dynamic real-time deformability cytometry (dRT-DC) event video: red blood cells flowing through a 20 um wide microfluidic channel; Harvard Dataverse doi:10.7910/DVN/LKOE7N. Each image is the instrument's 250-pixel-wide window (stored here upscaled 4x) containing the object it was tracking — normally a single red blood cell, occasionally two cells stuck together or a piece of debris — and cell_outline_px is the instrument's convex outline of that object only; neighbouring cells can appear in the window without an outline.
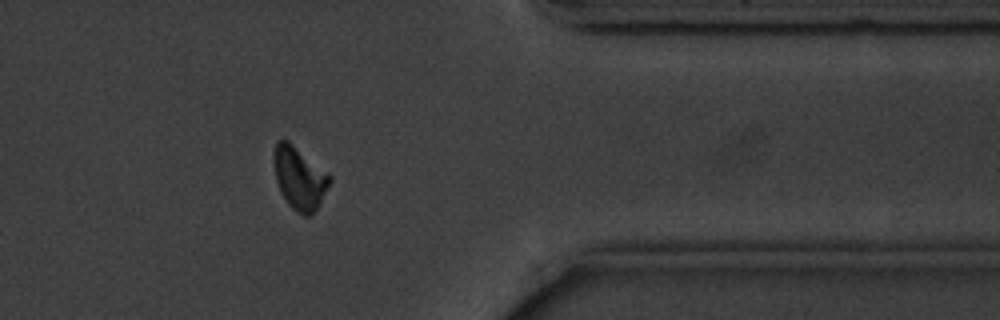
{"species": "common noctule bat (a hibernating species)", "species_latin": "Nyctalus noctula", "temperature_condition": "cold", "stored_images_in_passage": 15, "camera_frame_rate_fps": 3000, "um_per_image_px": 0.085, "animal": {"sex": "male", "body_mass_g": 20.1, "forearm_length_mm": 53.5}, "frame": {"image": 1, "passage_image": 13, "time_ms": 14.667, "image_size_px": [1000, 320], "cell_outline_px": [[332, 180], [312, 216], [304, 216], [296, 212], [288, 204], [280, 192], [276, 180], [272, 160], [272, 156], [276, 140], [288, 140], [332, 176]], "centroid_in_image_um": [25.43, 15.13], "position_along_channel_um": 386.0, "area_um2": 20.58}}
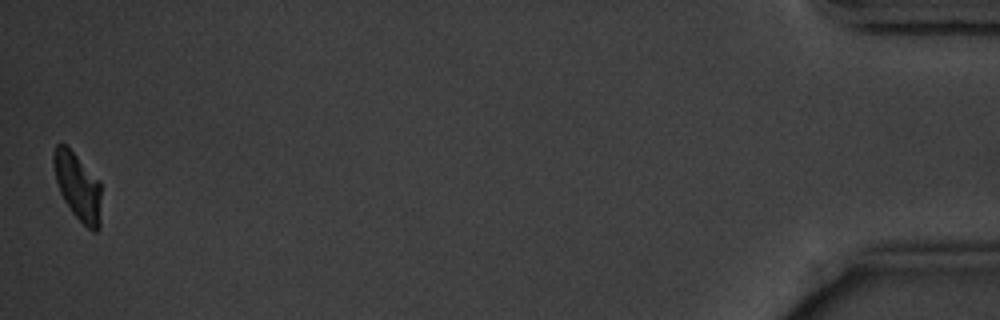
{"frame": {"image": 2, "passage_image": 15, "time_ms": 18.0, "image_size_px": [1000, 320], "cell_outline_px": [[100, 228], [96, 232], [92, 232], [72, 212], [64, 200], [60, 192], [56, 180], [52, 160], [52, 152], [56, 144], [64, 144], [100, 180]], "centroid_in_image_um": [6.61, 15.86], "position_along_channel_um": 428.6, "area_um2": 18.55}, "authors_computed_cell_mechanics": {"area_um2": 20.9814, "velocity_mm_per_s": 3.5728, "shape_relaxation_time_tau1_ms": 1.1484, "shape_relaxation_time_tau2_ms": null, "deformation_change_tau1": 0.058, "deformation_change_tau2": null}}